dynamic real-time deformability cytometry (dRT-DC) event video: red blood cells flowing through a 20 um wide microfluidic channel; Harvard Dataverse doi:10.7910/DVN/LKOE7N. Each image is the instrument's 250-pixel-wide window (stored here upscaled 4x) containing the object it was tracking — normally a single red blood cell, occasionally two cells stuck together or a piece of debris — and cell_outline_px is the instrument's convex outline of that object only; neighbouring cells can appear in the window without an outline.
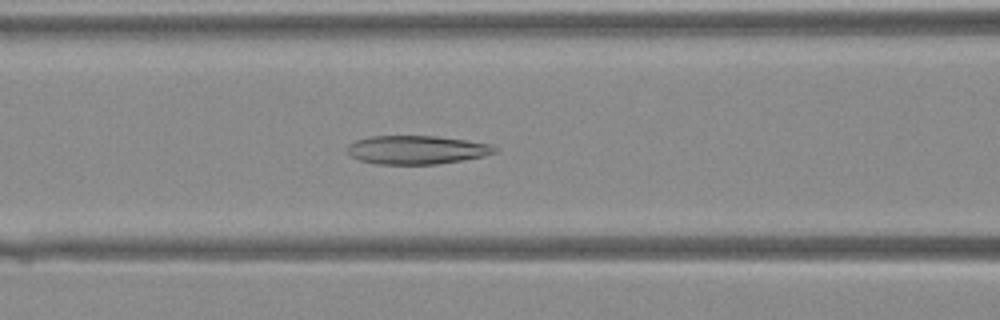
{"species": "Egyptian fruit bat (a non-hibernating species)", "species_latin": "Rousettus aegyptiacus", "temperature_condition": "warm", "stored_images_in_passage": 43, "camera_frame_rate_fps": 3000, "um_per_image_px": 0.085, "animal": {"sex": "female"}, "frame": {"image": 1, "passage_image": 18, "time_ms": 5.667, "image_size_px": [1000, 320], "cell_outline_px": [[500, 148], [496, 152], [484, 156], [436, 164], [376, 164], [360, 160], [352, 156], [348, 152], [348, 144], [356, 140], [372, 136], [436, 136], [464, 140], [488, 144]], "centroid_in_image_um": [35.41, 12.73], "position_along_channel_um": 131.2, "area_um2": 24.33}}
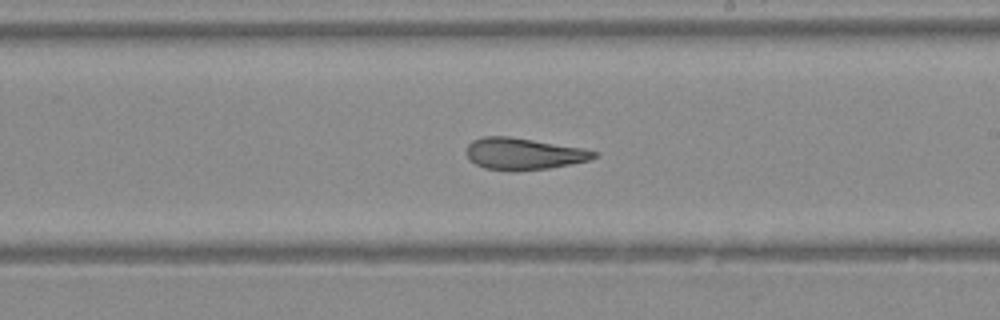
{"frame": {"image": 2, "passage_image": 25, "time_ms": 8.0, "image_size_px": [1000, 320], "cell_outline_px": [[600, 152], [596, 156], [588, 160], [572, 164], [548, 168], [516, 172], [512, 172], [484, 168], [476, 164], [468, 156], [468, 144], [472, 140], [484, 136], [508, 136], [584, 148]], "centroid_in_image_um": [44.53, 13.08], "position_along_channel_um": 244.5, "area_um2": 23.64}}
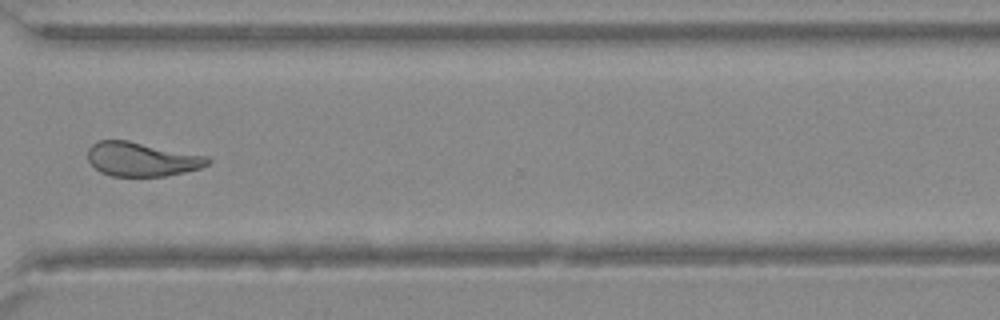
{"frame": {"image": 3, "passage_image": 32, "time_ms": 10.333, "image_size_px": [1000, 320], "cell_outline_px": [[212, 160], [208, 164], [200, 168], [184, 172], [164, 176], [112, 176], [100, 172], [88, 160], [88, 148], [96, 140], [128, 140], [208, 156]], "centroid_in_image_um": [12.04, 13.52], "position_along_channel_um": 358.6, "area_um2": 23.87}}